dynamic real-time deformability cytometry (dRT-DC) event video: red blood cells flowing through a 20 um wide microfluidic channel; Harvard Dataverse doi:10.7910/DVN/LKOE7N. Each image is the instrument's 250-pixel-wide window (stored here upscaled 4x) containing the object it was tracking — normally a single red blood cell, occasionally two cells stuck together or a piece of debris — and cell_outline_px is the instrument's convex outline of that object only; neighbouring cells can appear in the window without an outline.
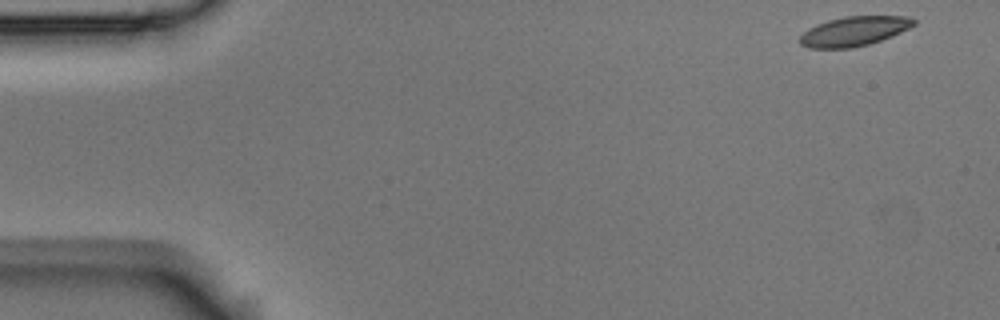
{"species": "Egyptian fruit bat (a non-hibernating species)", "species_latin": "Rousettus aegyptiacus", "temperature_condition": "room temperature", "stored_images_in_passage": 53, "camera_frame_rate_fps": 3000, "um_per_image_px": 0.085, "animal": {"sex": "male"}, "frame": {"image": 1, "passage_image": 1, "time_ms": 0.0, "image_size_px": [1000, 320], "cell_outline_px": [[916, 24], [900, 32], [880, 40], [868, 44], [852, 48], [808, 48], [800, 44], [800, 36], [808, 28], [816, 24], [828, 20], [844, 16], [908, 16], [916, 20]], "centroid_in_image_um": [72.57, 2.65], "position_along_channel_um": 12.4, "area_um2": 19.54}}
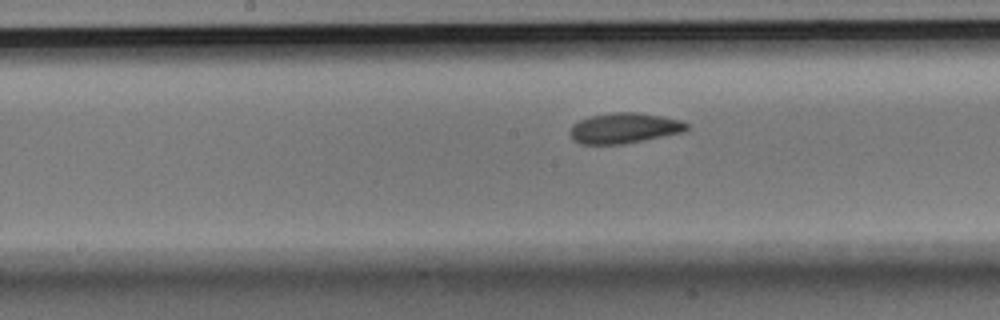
{"frame": {"image": 2, "passage_image": 26, "time_ms": 8.333, "image_size_px": [1000, 320], "cell_outline_px": [[688, 128], [684, 132], [620, 144], [580, 144], [572, 140], [568, 132], [572, 124], [580, 120], [592, 116], [616, 112], [636, 112], [664, 116], [680, 120], [688, 124]], "centroid_in_image_um": [53.03, 10.89], "position_along_channel_um": 195.2, "area_um2": 20.63}}
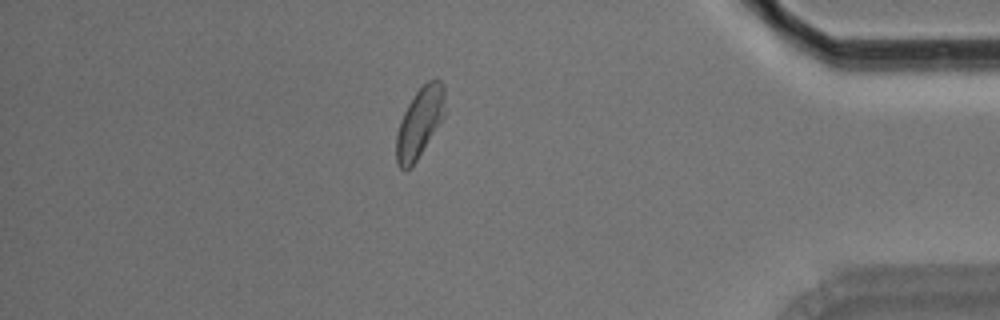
{"frame": {"image": 3, "passage_image": 46, "time_ms": 15.0, "image_size_px": [1000, 320], "cell_outline_px": [[444, 116], [412, 168], [404, 172], [400, 168], [396, 160], [396, 136], [400, 120], [408, 104], [416, 92], [428, 80], [436, 76], [444, 84]], "centroid_in_image_um": [35.66, 10.42], "position_along_channel_um": 399.5, "area_um2": 19.88}, "authors_computed_cell_mechanics": {"area_um2": 20.1722, "velocity_mm_per_s": 3.6098, "shape_relaxation_time_tau1_ms": 6.4015, "shape_relaxation_time_tau2_ms": 8.3259, "deformation_change_tau1": 0.1386, "deformation_change_tau2": 0.1289}}